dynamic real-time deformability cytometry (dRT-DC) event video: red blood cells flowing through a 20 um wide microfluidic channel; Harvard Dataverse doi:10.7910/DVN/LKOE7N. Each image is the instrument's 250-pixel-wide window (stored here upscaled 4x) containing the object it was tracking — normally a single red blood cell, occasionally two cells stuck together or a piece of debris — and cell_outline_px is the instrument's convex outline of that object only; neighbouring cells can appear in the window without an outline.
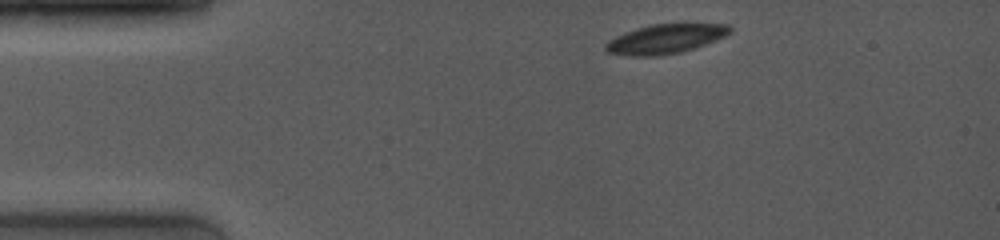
{"species": "common noctule bat (a hibernating species)", "species_latin": "Nyctalus noctula", "temperature_condition": "room temperature", "stored_images_in_passage": 22, "camera_frame_rate_fps": 4000, "um_per_image_px": 0.085, "animal": {"sex": "female", "body_mass_g": 19.0, "forearm_length_mm": 53.3}, "frame": {"image": 1, "passage_image": 1, "time_ms": 0.0, "image_size_px": [1000, 240], "cell_outline_px": [[732, 32], [716, 40], [680, 52], [656, 56], [628, 56], [608, 52], [604, 48], [604, 44], [608, 40], [624, 32], [648, 24], [728, 24], [732, 28]], "centroid_in_image_um": [56.51, 3.3], "position_along_channel_um": 28.5, "area_um2": 21.21}}
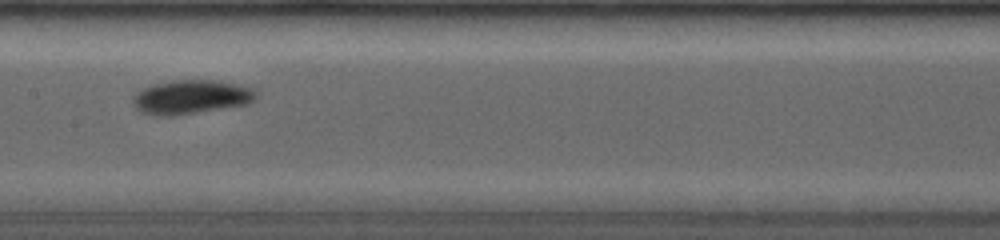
{"frame": {"image": 2, "passage_image": 11, "time_ms": 5.5, "image_size_px": [1000, 240], "cell_outline_px": [[256, 96], [248, 104], [172, 116], [152, 116], [140, 112], [132, 104], [132, 96], [136, 92], [152, 84], [172, 80], [216, 80], [236, 84], [252, 88], [256, 92]], "centroid_in_image_um": [16.17, 8.25], "position_along_channel_um": 191.2, "area_um2": 24.51}}
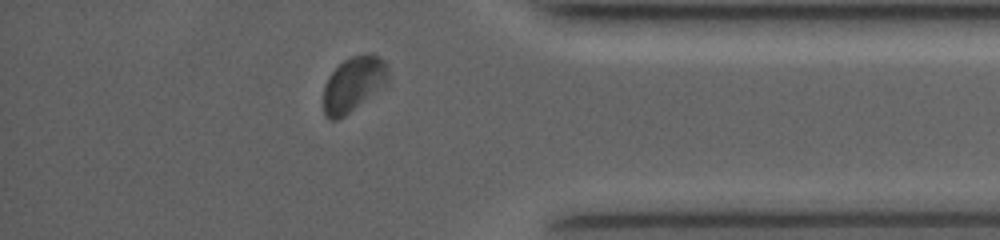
{"frame": {"image": 3, "passage_image": 20, "time_ms": 11.0, "image_size_px": [1000, 240], "cell_outline_px": [[388, 84], [344, 116], [336, 120], [332, 120], [324, 112], [324, 88], [328, 76], [344, 60], [352, 56], [364, 52], [372, 52], [380, 56], [388, 64]], "centroid_in_image_um": [30.1, 7.09], "position_along_channel_um": 405.1, "area_um2": 20.92}, "authors_computed_cell_mechanics": {"area_um2": 22.3975, "velocity_mm_per_s": 4.034, "shape_relaxation_time_tau1_ms": 1.9229, "shape_relaxation_time_tau2_ms": 2.7818, "deformation_change_tau1": 0.0762, "deformation_change_tau2": 0.0481}}